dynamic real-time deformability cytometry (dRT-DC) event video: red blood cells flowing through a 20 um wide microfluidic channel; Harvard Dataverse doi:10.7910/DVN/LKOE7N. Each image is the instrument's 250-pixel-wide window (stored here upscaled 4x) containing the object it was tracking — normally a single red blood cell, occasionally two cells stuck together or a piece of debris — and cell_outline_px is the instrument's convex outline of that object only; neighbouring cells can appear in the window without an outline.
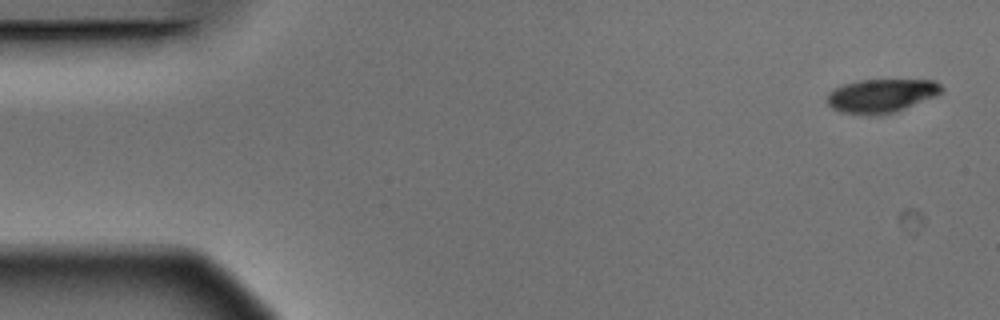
{"species": "Egyptian fruit bat (a non-hibernating species)", "species_latin": "Rousettus aegyptiacus", "temperature_condition": "warm", "stored_images_in_passage": 8, "camera_frame_rate_fps": 3000, "um_per_image_px": 0.085, "animal": {"sex": "male"}, "frame": {"image": 1, "passage_image": 1, "time_ms": 0.0, "image_size_px": [1000, 320], "cell_outline_px": [[944, 92], [904, 108], [892, 112], [876, 116], [840, 112], [832, 108], [828, 104], [828, 92], [832, 88], [844, 84], [860, 80], [936, 80], [944, 88]], "centroid_in_image_um": [74.89, 8.13], "position_along_channel_um": 10.1, "area_um2": 22.37}}
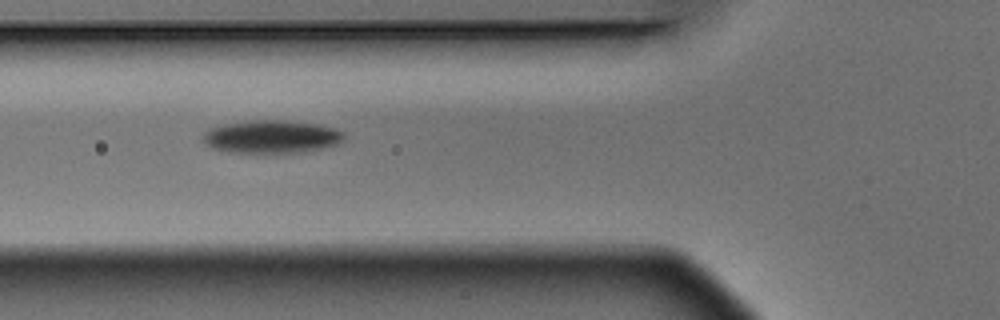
{"frame": {"image": 2, "passage_image": 6, "time_ms": 1.667, "image_size_px": [1000, 320], "cell_outline_px": [[344, 140], [340, 144], [304, 152], [232, 152], [212, 148], [204, 144], [204, 132], [208, 128], [224, 124], [248, 120], [284, 120], [316, 124], [336, 128], [344, 132]], "centroid_in_image_um": [23.1, 11.61], "position_along_channel_um": 102.7, "area_um2": 27.17}}
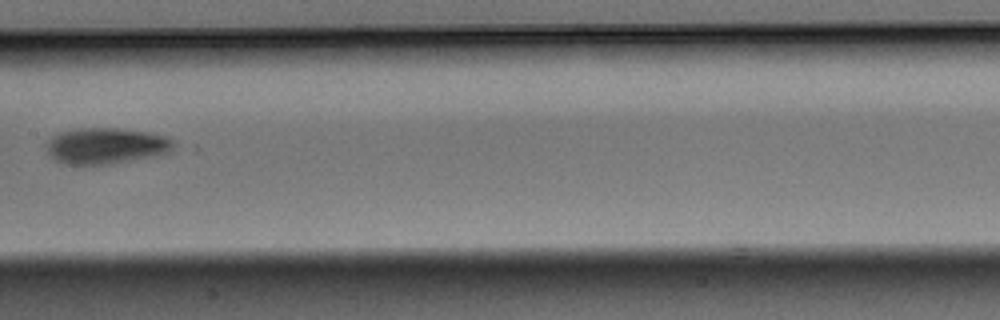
{"frame": {"image": 3, "passage_image": 8, "time_ms": 2.333, "image_size_px": [1000, 320], "cell_outline_px": [[176, 144], [168, 152], [156, 156], [112, 164], [64, 164], [56, 160], [48, 152], [48, 140], [52, 136], [60, 132], [76, 128], [116, 128], [148, 132], [168, 136], [176, 140]], "centroid_in_image_um": [9.07, 12.39], "position_along_channel_um": 198.3, "area_um2": 26.88}}